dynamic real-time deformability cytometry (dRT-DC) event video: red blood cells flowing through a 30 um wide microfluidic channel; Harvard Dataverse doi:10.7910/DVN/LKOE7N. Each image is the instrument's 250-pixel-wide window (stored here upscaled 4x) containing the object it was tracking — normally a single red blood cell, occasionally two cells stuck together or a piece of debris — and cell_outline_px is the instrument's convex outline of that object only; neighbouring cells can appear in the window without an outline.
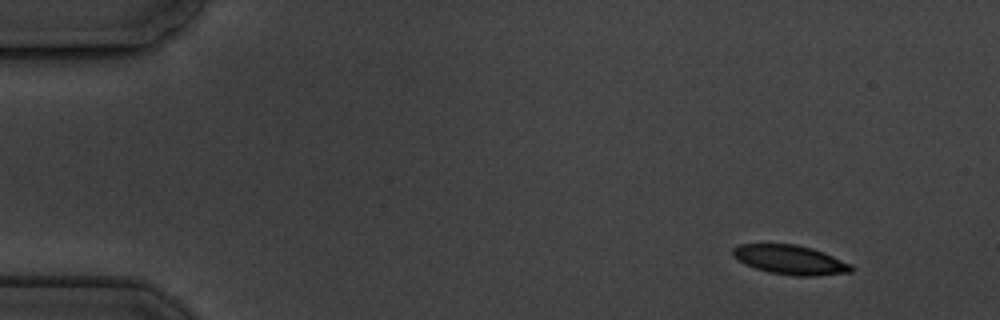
{"species": "common noctule bat (a hibernating species)", "species_latin": "Nyctalus noctula", "temperature_condition": "cold", "stored_images_in_passage": 7, "camera_frame_rate_fps": 3000, "um_per_image_px": 0.085, "animal": {"sex": "male", "body_mass_g": 19.5, "forearm_length_mm": 54.6}, "frame": {"image": 1, "passage_image": 1, "time_ms": 0.0, "image_size_px": [1000, 320], "cell_outline_px": [[856, 268], [852, 272], [812, 276], [796, 276], [768, 272], [744, 264], [732, 256], [732, 248], [740, 244], [796, 244], [812, 248], [824, 252], [852, 264]], "centroid_in_image_um": [67.19, 22.08], "position_along_channel_um": 17.8, "area_um2": 20.4}}
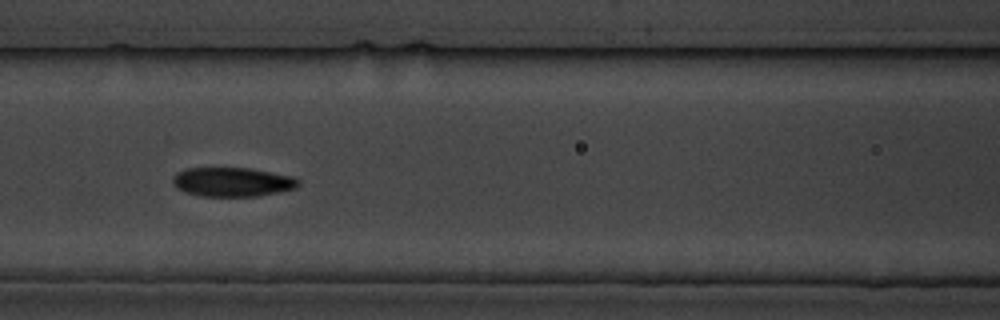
{"frame": {"image": 2, "passage_image": 6, "time_ms": 6.667, "image_size_px": [1000, 320], "cell_outline_px": [[300, 184], [296, 188], [256, 196], [200, 196], [184, 192], [176, 188], [172, 184], [172, 176], [176, 172], [188, 168], [248, 168], [296, 176], [300, 180]], "centroid_in_image_um": [19.74, 15.46], "position_along_channel_um": 146.9, "area_um2": 21.56}}
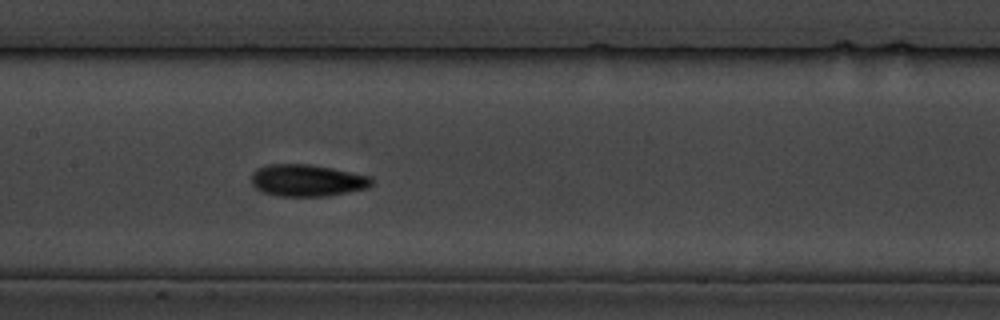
{"frame": {"image": 3, "passage_image": 7, "time_ms": 7.667, "image_size_px": [1000, 320], "cell_outline_px": [[372, 184], [368, 188], [328, 196], [276, 196], [264, 192], [256, 188], [252, 184], [252, 172], [256, 168], [268, 164], [308, 164], [332, 168], [372, 176]], "centroid_in_image_um": [26.11, 15.33], "position_along_channel_um": 181.3, "area_um2": 22.48}}